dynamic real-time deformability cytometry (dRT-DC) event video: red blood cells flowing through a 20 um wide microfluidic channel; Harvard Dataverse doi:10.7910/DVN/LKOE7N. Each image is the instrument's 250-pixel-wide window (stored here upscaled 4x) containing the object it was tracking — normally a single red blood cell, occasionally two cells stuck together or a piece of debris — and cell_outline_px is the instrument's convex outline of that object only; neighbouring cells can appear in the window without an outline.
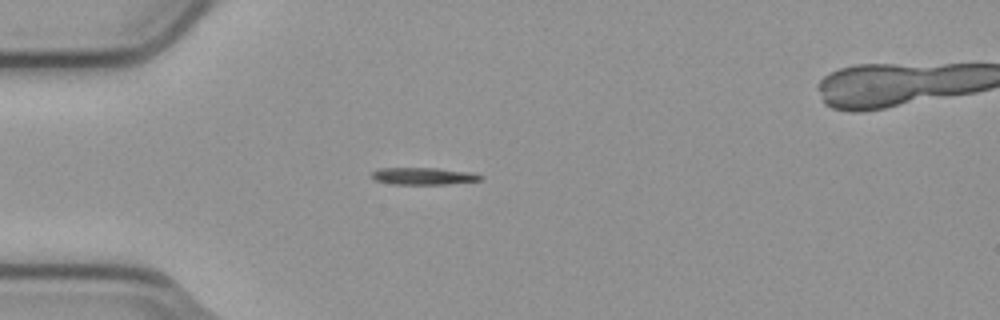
{"species": "common noctule bat (a hibernating species)", "species_latin": "Nyctalus noctula", "temperature_condition": "cold", "stored_images_in_passage": 56, "segment_of_instrument_passage": [1, 2], "camera_frame_rate_fps": 3000, "um_per_image_px": 0.085, "animal": {"sex": "male", "body_mass_g": 23.1, "forearm_length_mm": 52.7}, "frame": {"image": 1, "passage_image": 16, "time_ms": 5.0, "image_size_px": [1000, 320], "cell_outline_px": [[484, 176], [480, 180], [448, 184], [392, 184], [376, 180], [372, 176], [372, 172], [380, 168], [436, 168], [472, 172]], "centroid_in_image_um": [36.02, 14.96], "position_along_channel_um": 49.0, "area_um2": 10.75}}
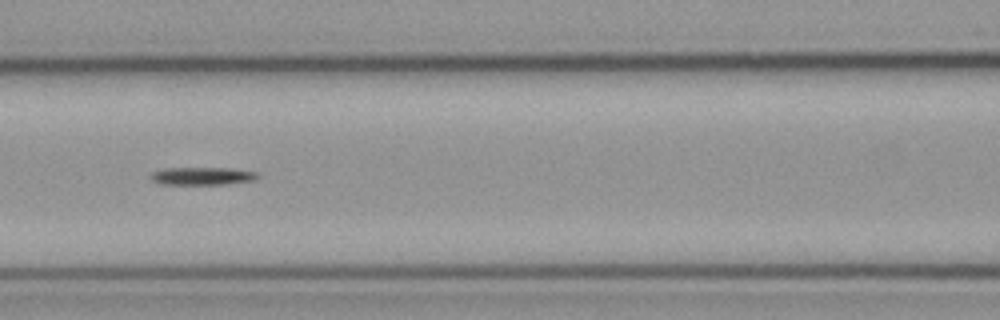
{"frame": {"image": 2, "passage_image": 25, "time_ms": 8.0, "image_size_px": [1000, 320], "cell_outline_px": [[260, 176], [252, 180], [224, 184], [160, 184], [152, 180], [148, 176], [152, 172], [164, 168], [228, 168], [256, 172]], "centroid_in_image_um": [17.13, 14.96], "position_along_channel_um": 149.5, "area_um2": 10.98}}
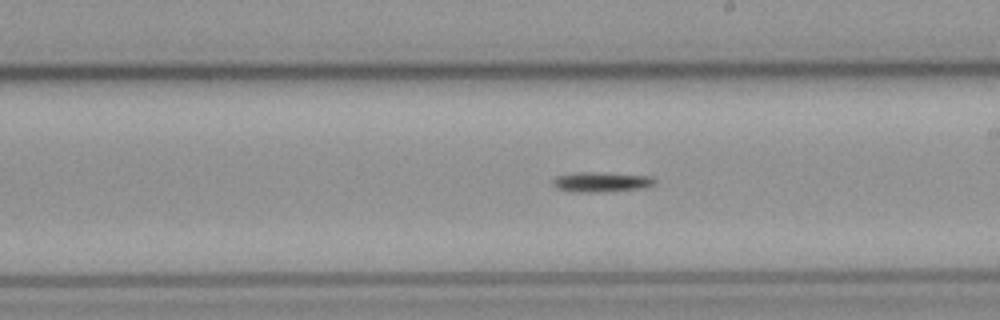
{"frame": {"image": 3, "passage_image": 32, "time_ms": 10.333, "image_size_px": [1000, 320], "cell_outline_px": [[656, 180], [652, 184], [644, 188], [600, 192], [580, 192], [556, 188], [552, 180], [556, 176], [576, 172], [592, 172], [652, 176]], "centroid_in_image_um": [51.1, 15.46], "position_along_channel_um": 237.9, "area_um2": 11.68}}